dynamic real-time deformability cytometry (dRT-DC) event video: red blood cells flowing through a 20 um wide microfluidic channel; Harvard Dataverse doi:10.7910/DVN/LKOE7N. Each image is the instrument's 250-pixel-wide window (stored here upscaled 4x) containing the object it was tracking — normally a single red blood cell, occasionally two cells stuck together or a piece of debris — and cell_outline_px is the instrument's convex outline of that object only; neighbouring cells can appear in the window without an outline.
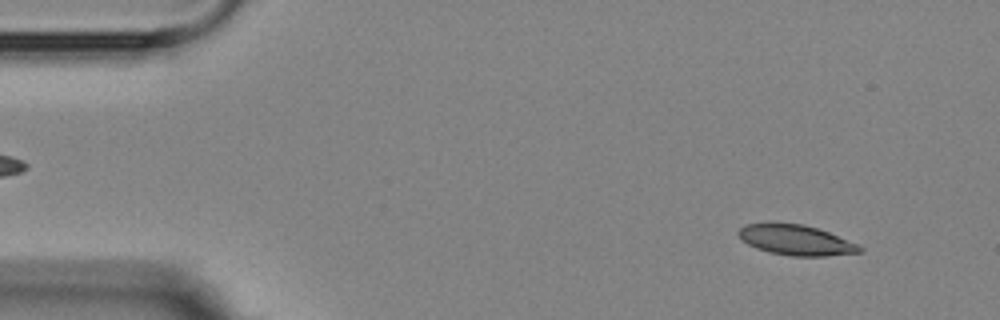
{"species": "Egyptian fruit bat (a non-hibernating species)", "species_latin": "Rousettus aegyptiacus", "temperature_condition": "room temperature", "stored_images_in_passage": 6, "segment_of_instrument_passage": [1, 2], "camera_frame_rate_fps": 3000, "um_per_image_px": 0.085, "animal": {"sex": "female"}, "frame": {"image": 1, "passage_image": 2, "time_ms": 1.333, "image_size_px": [1000, 320], "cell_outline_px": [[864, 252], [824, 256], [792, 256], [768, 252], [756, 248], [740, 240], [736, 232], [744, 224], [768, 220], [772, 220], [804, 224], [828, 232], [860, 244], [864, 248]], "centroid_in_image_um": [67.6, 20.36], "position_along_channel_um": 17.4, "area_um2": 22.31}}
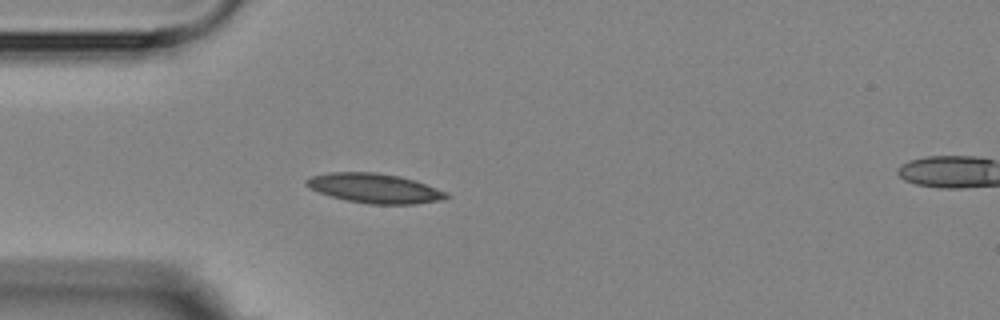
{"frame": {"image": 2, "passage_image": 5, "time_ms": 4.667, "image_size_px": [1000, 320], "cell_outline_px": [[452, 196], [440, 200], [412, 204], [368, 204], [348, 200], [332, 196], [320, 192], [304, 184], [304, 180], [312, 176], [328, 172], [376, 172], [400, 176], [416, 180], [448, 192]], "centroid_in_image_um": [31.88, 15.99], "position_along_channel_um": 53.1, "area_um2": 24.1}}